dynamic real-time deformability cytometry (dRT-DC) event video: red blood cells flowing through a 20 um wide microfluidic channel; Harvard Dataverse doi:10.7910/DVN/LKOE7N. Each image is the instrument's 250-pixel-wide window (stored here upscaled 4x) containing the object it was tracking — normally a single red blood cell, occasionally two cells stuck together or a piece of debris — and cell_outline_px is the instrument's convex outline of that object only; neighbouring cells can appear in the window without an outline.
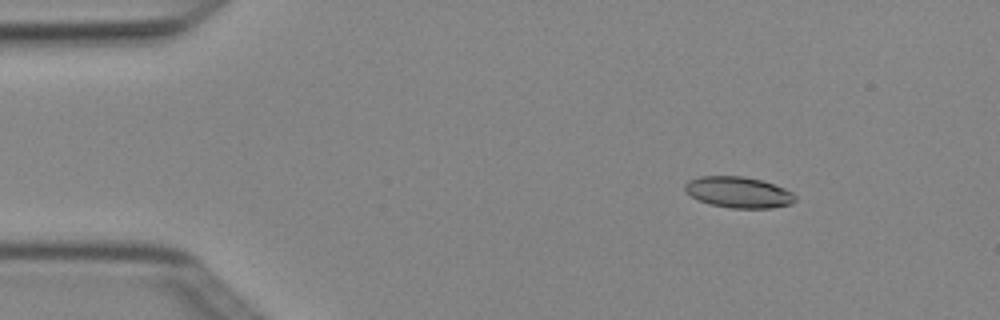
{"species": "Egyptian fruit bat (a non-hibernating species)", "species_latin": "Rousettus aegyptiacus", "temperature_condition": "cold", "stored_images_in_passage": 2, "camera_frame_rate_fps": 3000, "um_per_image_px": 0.085, "animal": {"sex": "female"}, "frame": {"image": 1, "passage_image": 1, "time_ms": 0.0, "image_size_px": [1000, 320], "cell_outline_px": [[796, 200], [792, 204], [772, 208], [732, 208], [708, 204], [692, 196], [684, 188], [684, 184], [688, 180], [700, 176], [744, 176], [760, 180], [784, 188], [792, 192], [796, 196]], "centroid_in_image_um": [62.78, 16.34], "position_along_channel_um": 22.2, "area_um2": 19.94}}